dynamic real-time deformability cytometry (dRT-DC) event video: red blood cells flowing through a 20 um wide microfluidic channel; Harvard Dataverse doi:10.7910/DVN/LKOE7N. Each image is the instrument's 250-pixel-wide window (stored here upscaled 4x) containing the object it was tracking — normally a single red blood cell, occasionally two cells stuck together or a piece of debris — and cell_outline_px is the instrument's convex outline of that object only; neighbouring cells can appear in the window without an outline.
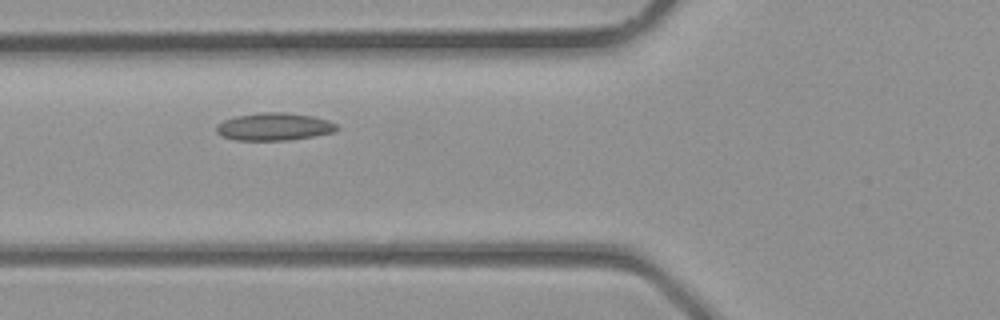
{"species": "common noctule bat (a hibernating species)", "species_latin": "Nyctalus noctula", "temperature_condition": "room temperature", "stored_images_in_passage": 5, "camera_frame_rate_fps": 3000, "um_per_image_px": 0.085, "animal": {"sex": "male", "body_mass_g": 23.1, "forearm_length_mm": 52.7}, "frame": {"image": 1, "passage_image": 5, "time_ms": 1.333, "image_size_px": [1000, 320], "cell_outline_px": [[340, 128], [332, 132], [312, 136], [288, 140], [236, 140], [224, 136], [216, 132], [216, 124], [224, 120], [236, 116], [264, 112], [284, 112], [312, 116], [328, 120], [336, 124]], "centroid_in_image_um": [23.29, 10.76], "position_along_channel_um": 102.5, "area_um2": 19.19}}